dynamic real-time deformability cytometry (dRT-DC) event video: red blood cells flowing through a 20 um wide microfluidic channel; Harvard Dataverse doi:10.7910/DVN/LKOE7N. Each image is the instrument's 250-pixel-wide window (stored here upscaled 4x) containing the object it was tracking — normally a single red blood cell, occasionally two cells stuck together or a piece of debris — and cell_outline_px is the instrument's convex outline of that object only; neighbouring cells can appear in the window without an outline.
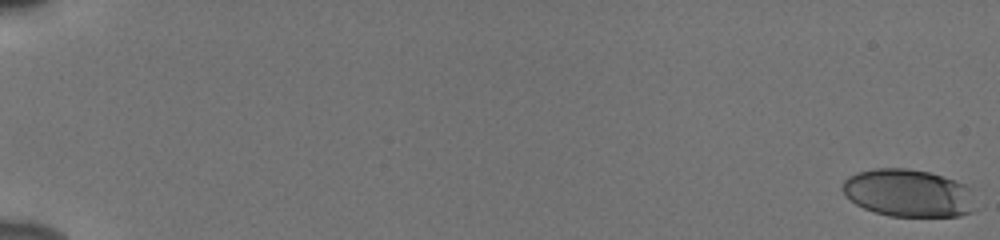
{"species": "human", "species_latin": "Homo sapiens", "temperature_condition": "cold", "stored_images_in_passage": 56, "camera_frame_rate_fps": 3000, "um_per_image_px": 0.085, "donor": {"sex": "male"}, "frame": {"image": 1, "passage_image": 1, "time_ms": 0.0, "image_size_px": [1000, 240], "cell_outline_px": [[972, 212], [960, 216], [888, 216], [864, 208], [856, 204], [844, 196], [840, 188], [844, 180], [848, 176], [856, 172], [876, 168], [908, 168], [928, 172], [956, 180], [972, 188]], "centroid_in_image_um": [77.16, 16.4], "position_along_channel_um": 7.8, "area_um2": 37.11}}
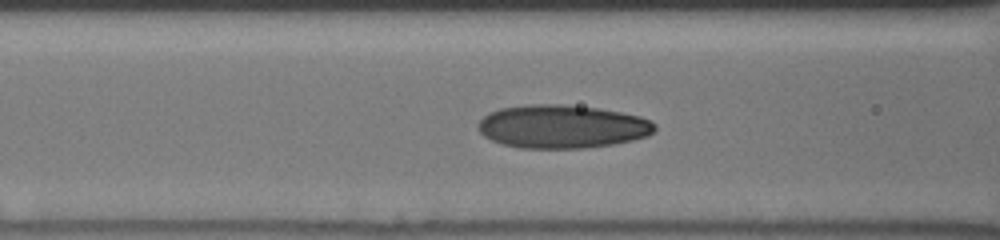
{"frame": {"image": 2, "passage_image": 26, "time_ms": 8.333, "image_size_px": [1000, 240], "cell_outline_px": [[656, 128], [648, 136], [632, 140], [612, 144], [584, 148], [520, 148], [504, 144], [492, 140], [484, 136], [480, 132], [476, 124], [488, 112], [500, 108], [528, 104], [560, 104], [596, 108], [620, 112], [640, 116], [652, 120], [656, 124]], "centroid_in_image_um": [47.77, 10.75], "position_along_channel_um": 118.8, "area_um2": 44.68}}
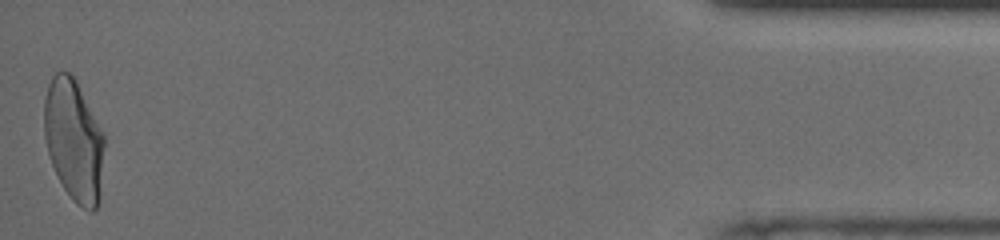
{"frame": {"image": 3, "passage_image": 56, "time_ms": 18.333, "image_size_px": [1000, 240], "cell_outline_px": [[104, 144], [100, 196], [96, 208], [92, 212], [88, 212], [76, 204], [72, 200], [64, 188], [52, 164], [48, 152], [44, 136], [44, 100], [48, 84], [52, 76], [56, 72], [68, 72], [76, 80], [104, 132]], "centroid_in_image_um": [6.28, 11.93], "position_along_channel_um": 428.9, "area_um2": 42.83}, "authors_computed_cell_mechanics": {"area_um2": 41.5582, "velocity_mm_per_s": 3.8449, "shape_relaxation_time_tau1_ms": 5.5649, "shape_relaxation_time_tau2_ms": 0.9509, "deformation_change_tau1": 0.1976, "deformation_change_tau2": 0.0565}}